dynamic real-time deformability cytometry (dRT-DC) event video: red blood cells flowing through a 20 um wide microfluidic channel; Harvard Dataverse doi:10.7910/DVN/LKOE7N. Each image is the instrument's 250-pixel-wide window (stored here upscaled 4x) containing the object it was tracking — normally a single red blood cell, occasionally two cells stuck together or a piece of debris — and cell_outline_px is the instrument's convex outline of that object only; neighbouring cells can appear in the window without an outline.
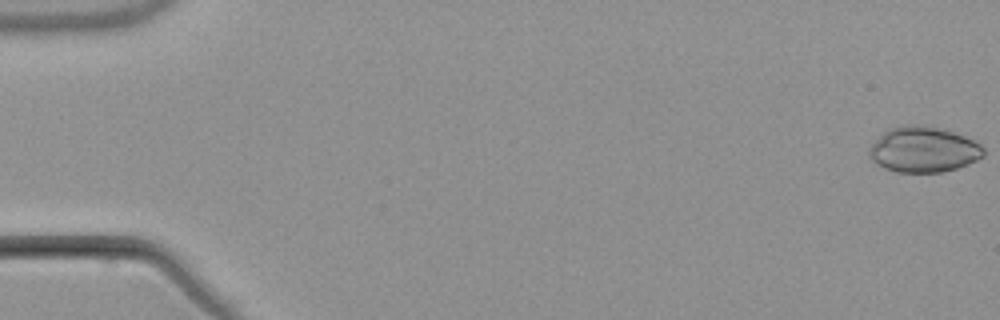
{"species": "common noctule bat (a hibernating species)", "species_latin": "Nyctalus noctula", "temperature_condition": "warm", "stored_images_in_passage": 7, "camera_frame_rate_fps": 3000, "um_per_image_px": 0.085, "animal": {"sex": "male", "body_mass_g": 21.5, "forearm_length_mm": 52.0}, "frame": {"image": 1, "passage_image": 1, "time_ms": 0.0, "image_size_px": [1000, 320], "cell_outline_px": [[984, 156], [968, 164], [944, 172], [896, 172], [884, 168], [876, 164], [868, 156], [868, 152], [872, 144], [888, 128], [904, 124], [924, 124], [952, 132], [976, 140], [984, 148]], "centroid_in_image_um": [78.49, 12.7], "position_along_channel_um": 6.5, "area_um2": 30.58}}
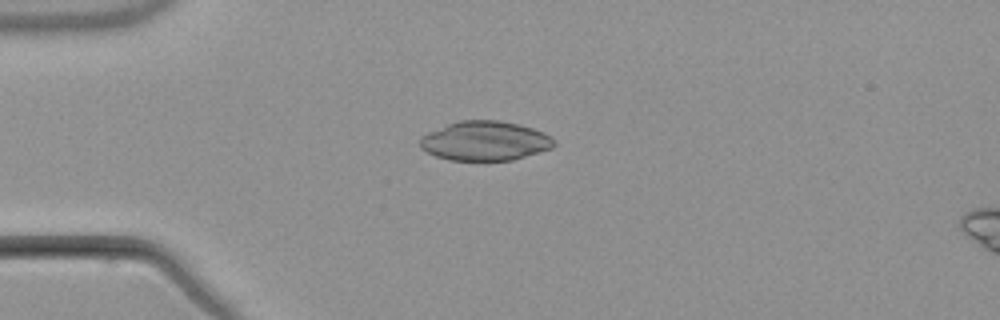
{"frame": {"image": 2, "passage_image": 5, "time_ms": 4.667, "image_size_px": [1000, 320], "cell_outline_px": [[556, 144], [552, 148], [512, 160], [448, 160], [436, 156], [420, 148], [420, 136], [428, 132], [448, 124], [460, 120], [500, 120], [520, 124], [544, 132], [552, 136], [556, 140]], "centroid_in_image_um": [41.24, 11.97], "position_along_channel_um": 43.8, "area_um2": 30.92}}
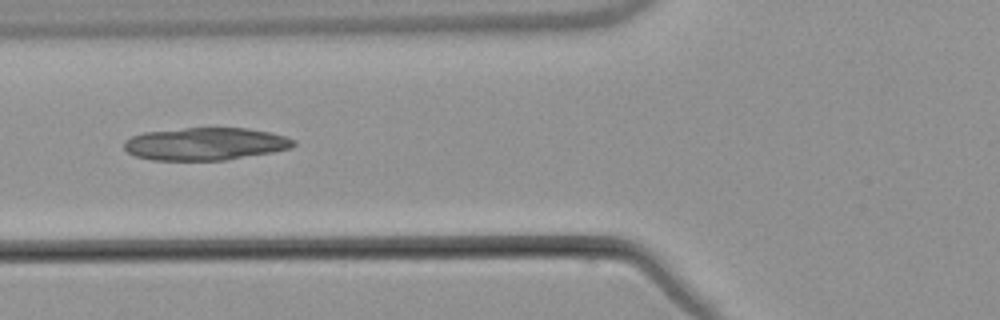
{"frame": {"image": 3, "passage_image": 7, "time_ms": 7.0, "image_size_px": [1000, 320], "cell_outline_px": [[296, 144], [292, 148], [272, 152], [224, 160], [152, 160], [136, 156], [128, 152], [124, 148], [124, 140], [132, 136], [144, 132], [184, 128], [248, 128], [272, 132], [296, 140]], "centroid_in_image_um": [17.47, 12.22], "position_along_channel_um": 108.3, "area_um2": 32.25}}